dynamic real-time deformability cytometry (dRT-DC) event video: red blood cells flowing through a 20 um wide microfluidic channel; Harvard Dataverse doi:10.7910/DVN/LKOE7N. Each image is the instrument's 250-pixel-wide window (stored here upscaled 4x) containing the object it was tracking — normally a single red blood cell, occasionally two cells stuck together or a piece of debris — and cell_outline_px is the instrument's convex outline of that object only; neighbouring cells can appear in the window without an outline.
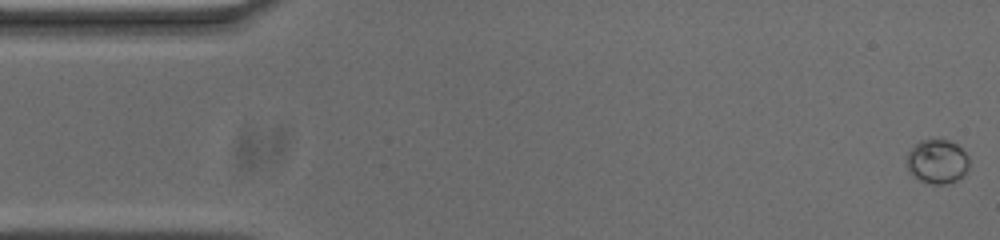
{"species": "common noctule bat (a hibernating species)", "species_latin": "Nyctalus noctula", "temperature_condition": "cold", "stored_images_in_passage": 54, "camera_frame_rate_fps": 3000, "um_per_image_px": 0.085, "animal": {"sex": "male", "body_mass_g": 20.0, "forearm_length_mm": 53.3}, "frame": {"image": 1, "passage_image": 1, "time_ms": 0.0, "image_size_px": [1000, 240], "cell_outline_px": [[968, 168], [964, 176], [956, 180], [944, 184], [932, 184], [920, 180], [908, 172], [908, 152], [920, 140], [948, 140], [956, 144], [968, 156]], "centroid_in_image_um": [79.67, 13.74], "position_along_channel_um": 5.3, "area_um2": 15.84}}
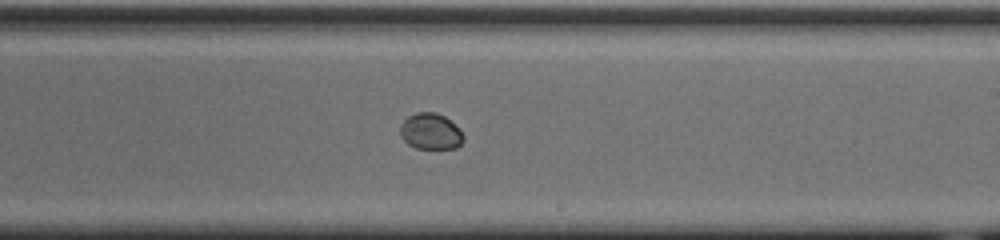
{"frame": {"image": 2, "passage_image": 31, "time_ms": 10.0, "image_size_px": [1000, 240], "cell_outline_px": [[464, 140], [456, 148], [416, 148], [408, 144], [400, 136], [400, 124], [408, 116], [416, 112], [436, 112], [444, 116], [464, 136]], "centroid_in_image_um": [36.55, 11.17], "position_along_channel_um": 252.4, "area_um2": 13.12}}
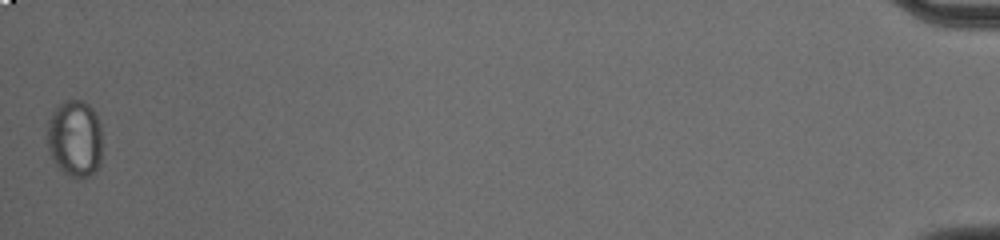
{"frame": {"image": 3, "passage_image": 54, "time_ms": 17.667, "image_size_px": [1000, 240], "cell_outline_px": [[100, 164], [88, 176], [68, 176], [52, 160], [48, 148], [48, 120], [56, 104], [64, 100], [84, 100], [96, 112], [100, 124]], "centroid_in_image_um": [6.34, 11.71], "position_along_channel_um": 428.9, "area_um2": 24.62}, "authors_computed_cell_mechanics": {"area_um2": 13.9009, "velocity_mm_per_s": 3.7018, "shape_relaxation_time_tau1_ms": 2.4672, "shape_relaxation_time_tau2_ms": null, "deformation_change_tau1": 0.0387, "deformation_change_tau2": null}}